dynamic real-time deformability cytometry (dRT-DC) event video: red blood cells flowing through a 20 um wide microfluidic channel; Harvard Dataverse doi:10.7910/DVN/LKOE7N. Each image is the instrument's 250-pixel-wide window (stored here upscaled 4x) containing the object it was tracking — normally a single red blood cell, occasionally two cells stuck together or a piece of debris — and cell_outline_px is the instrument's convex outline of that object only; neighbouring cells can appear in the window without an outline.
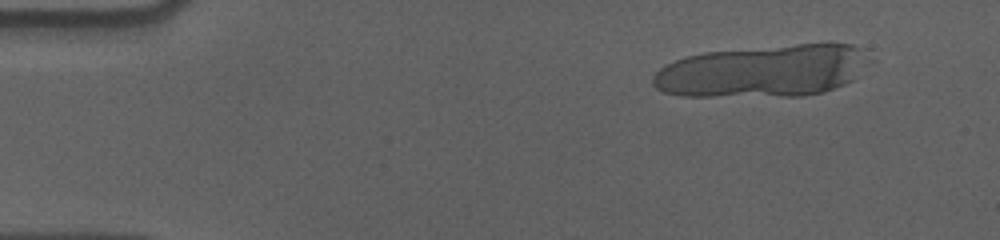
{"species": "human", "species_latin": "Homo sapiens", "temperature_condition": "cold", "stored_images_in_passage": 19, "camera_frame_rate_fps": 3000, "um_per_image_px": 0.085, "donor": {"sex": "male"}, "frame": {"image": 1, "passage_image": 5, "time_ms": 1.333, "image_size_px": [1000, 240], "cell_outline_px": [[864, 52], [852, 80], [844, 84], [824, 92], [800, 96], [680, 96], [664, 92], [656, 88], [652, 84], [652, 76], [664, 64], [688, 56], [704, 52], [796, 44], [852, 44], [864, 48]], "centroid_in_image_um": [64.71, 6.05], "position_along_channel_um": 20.3, "area_um2": 64.85}}